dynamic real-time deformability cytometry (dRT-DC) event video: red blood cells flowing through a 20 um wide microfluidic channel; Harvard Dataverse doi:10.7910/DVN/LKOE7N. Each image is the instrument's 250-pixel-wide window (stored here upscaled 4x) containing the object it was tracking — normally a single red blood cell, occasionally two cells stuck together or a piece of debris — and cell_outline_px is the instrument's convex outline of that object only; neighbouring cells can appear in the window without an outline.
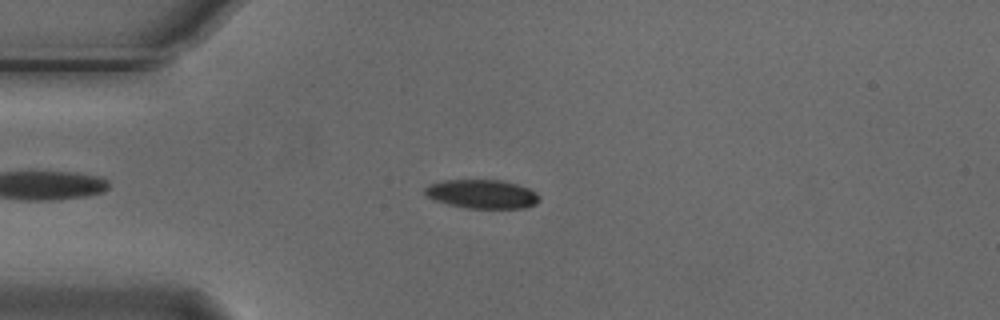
{"species": "Egyptian fruit bat (a non-hibernating species)", "species_latin": "Rousettus aegyptiacus", "temperature_condition": "cold", "stored_images_in_passage": 51, "camera_frame_rate_fps": 3000, "um_per_image_px": 0.085, "animal": {"sex": "male"}, "frame": {"image": 1, "passage_image": 10, "time_ms": 3.0, "image_size_px": [1000, 320], "cell_outline_px": [[540, 200], [536, 204], [524, 208], [468, 208], [448, 204], [432, 200], [424, 192], [424, 188], [428, 184], [444, 180], [504, 180], [528, 188], [536, 192], [540, 196]], "centroid_in_image_um": [40.97, 16.49], "position_along_channel_um": 44.0, "area_um2": 19.36}}
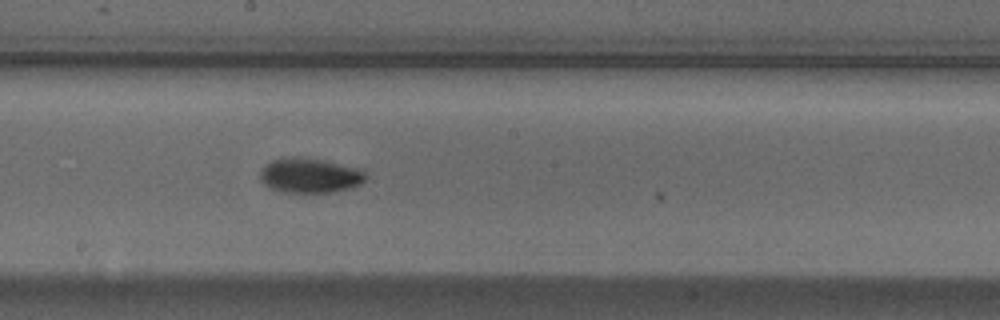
{"frame": {"image": 2, "passage_image": 26, "time_ms": 8.333, "image_size_px": [1000, 320], "cell_outline_px": [[368, 176], [360, 184], [352, 188], [332, 192], [284, 192], [268, 188], [260, 180], [260, 172], [264, 164], [280, 156], [296, 156], [324, 160], [360, 168]], "centroid_in_image_um": [26.31, 14.9], "position_along_channel_um": 221.9, "area_um2": 21.85}}
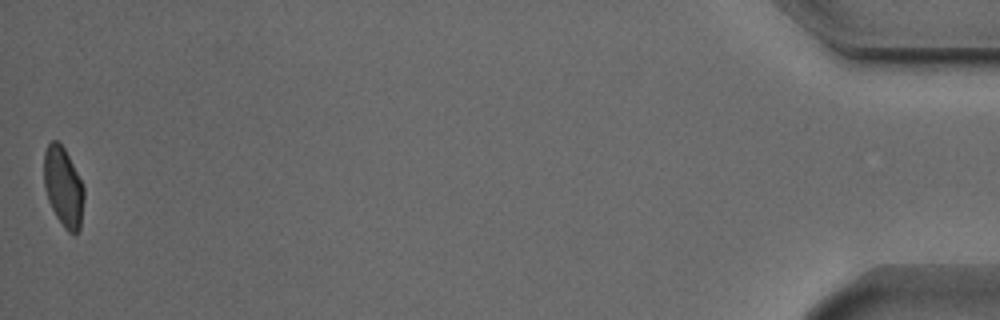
{"frame": {"image": 3, "passage_image": 51, "time_ms": 16.667, "image_size_px": [1000, 320], "cell_outline_px": [[84, 200], [80, 228], [72, 236], [64, 228], [56, 216], [48, 200], [44, 188], [44, 152], [48, 144], [52, 140], [56, 140], [64, 148], [84, 188]], "centroid_in_image_um": [5.37, 15.92], "position_along_channel_um": 429.8, "area_um2": 18.44}, "authors_computed_cell_mechanics": {"area_um2": 19.5942, "velocity_mm_per_s": 3.7037, "shape_relaxation_time_tau1_ms": 3.5736, "shape_relaxation_time_tau2_ms": 3.2905, "deformation_change_tau1": 0.1336, "deformation_change_tau2": 0.0599}}